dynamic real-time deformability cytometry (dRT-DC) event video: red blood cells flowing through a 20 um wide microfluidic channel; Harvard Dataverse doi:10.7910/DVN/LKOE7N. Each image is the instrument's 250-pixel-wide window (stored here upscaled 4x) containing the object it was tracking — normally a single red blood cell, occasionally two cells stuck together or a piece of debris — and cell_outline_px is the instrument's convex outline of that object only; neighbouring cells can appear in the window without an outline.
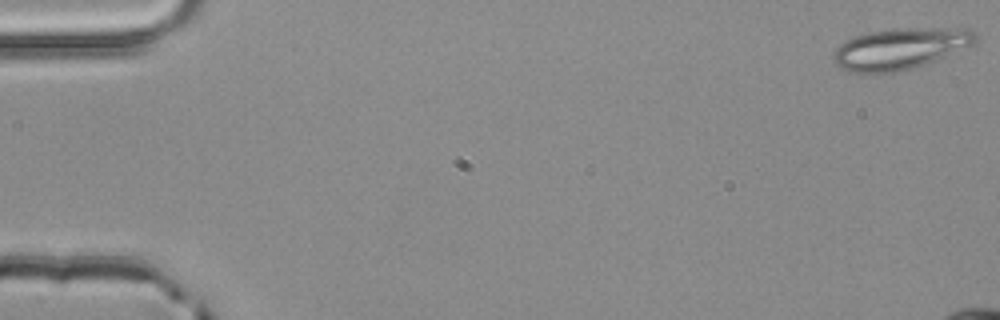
{"species": "common noctule bat (a hibernating species)", "species_latin": "Nyctalus noctula", "temperature_condition": "room temperature", "stored_images_in_passage": 4, "segment_of_instrument_passage": [2, 2], "camera_frame_rate_fps": 3000, "um_per_image_px": 0.085, "animal": {"sex": "male", "body_mass_g": 20.4}, "frame": {"image": 1, "passage_image": 4, "time_ms": 1.0, "image_size_px": [1000, 320], "cell_outline_px": [[976, 44], [916, 68], [896, 72], [852, 72], [840, 68], [832, 60], [832, 56], [836, 48], [840, 44], [856, 36], [868, 32], [904, 28], [972, 28], [976, 32]], "centroid_in_image_um": [76.57, 4.13], "position_along_channel_um": 8.4, "area_um2": 34.22}}